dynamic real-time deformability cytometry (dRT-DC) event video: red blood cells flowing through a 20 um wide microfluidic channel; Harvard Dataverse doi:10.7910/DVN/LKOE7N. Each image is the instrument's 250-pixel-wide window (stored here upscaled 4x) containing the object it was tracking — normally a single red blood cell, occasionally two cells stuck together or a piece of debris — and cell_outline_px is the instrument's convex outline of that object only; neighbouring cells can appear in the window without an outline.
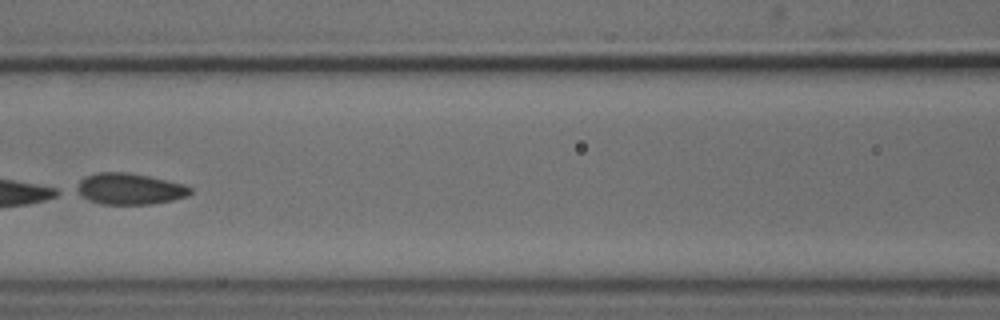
{"species": "common noctule bat (a hibernating species)", "species_latin": "Nyctalus noctula", "temperature_condition": "cold", "stored_images_in_passage": 7, "camera_frame_rate_fps": 3000, "um_per_image_px": 0.085, "animal": {"sex": "male", "body_mass_g": 18.8}, "frame": {"image": 1, "passage_image": 6, "time_ms": 7.0, "image_size_px": [1000, 320], "cell_outline_px": [[192, 192], [188, 196], [172, 200], [152, 204], [100, 204], [88, 200], [76, 192], [72, 188], [80, 180], [96, 172], [128, 172], [148, 176], [184, 184], [192, 188]], "centroid_in_image_um": [10.98, 16.05], "position_along_channel_um": 155.6, "area_um2": 20.87}}